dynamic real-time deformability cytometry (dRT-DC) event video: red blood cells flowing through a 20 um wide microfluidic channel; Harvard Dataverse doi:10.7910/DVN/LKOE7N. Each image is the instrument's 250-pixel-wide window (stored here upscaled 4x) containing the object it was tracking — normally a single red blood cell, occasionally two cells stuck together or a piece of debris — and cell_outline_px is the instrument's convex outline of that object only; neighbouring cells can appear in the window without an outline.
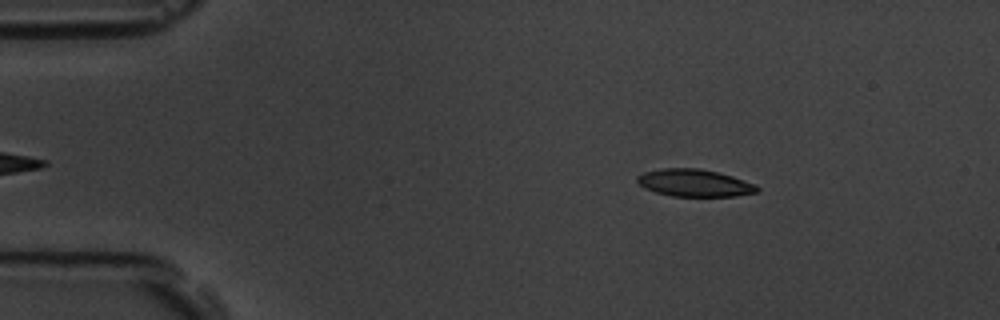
{"species": "common noctule bat (a hibernating species)", "species_latin": "Nyctalus noctula", "temperature_condition": "room temperature", "stored_images_in_passage": 3, "camera_frame_rate_fps": 3000, "um_per_image_px": 0.085, "animal": {"sex": "male", "body_mass_g": 19.5, "forearm_length_mm": 54.6}, "frame": {"image": 1, "passage_image": 1, "time_ms": 0.0, "image_size_px": [1000, 320], "cell_outline_px": [[760, 192], [736, 196], [672, 196], [656, 192], [644, 188], [636, 180], [636, 176], [644, 172], [660, 168], [700, 168], [732, 176], [756, 184], [760, 188]], "centroid_in_image_um": [59.05, 15.55], "position_along_channel_um": 26.0, "area_um2": 19.19}}